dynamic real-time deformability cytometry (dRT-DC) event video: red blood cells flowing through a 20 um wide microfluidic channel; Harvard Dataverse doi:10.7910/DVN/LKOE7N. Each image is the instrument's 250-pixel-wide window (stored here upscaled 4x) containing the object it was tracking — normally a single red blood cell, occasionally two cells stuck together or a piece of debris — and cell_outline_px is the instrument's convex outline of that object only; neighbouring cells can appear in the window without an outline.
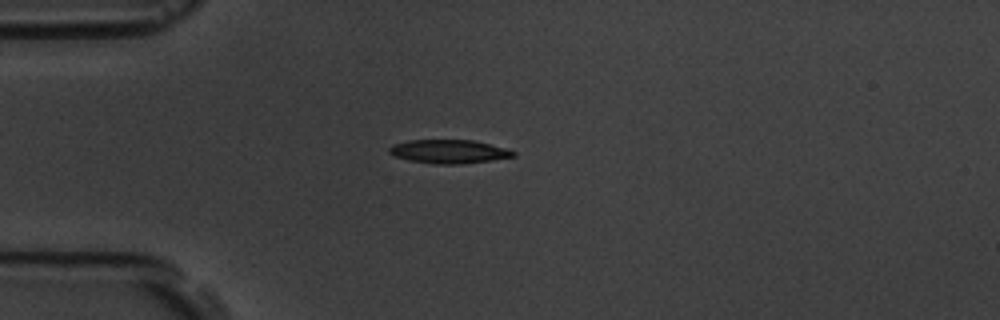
{"species": "common noctule bat (a hibernating species)", "species_latin": "Nyctalus noctula", "temperature_condition": "room temperature", "stored_images_in_passage": 14, "camera_frame_rate_fps": 3000, "um_per_image_px": 0.085, "animal": {"sex": "male", "body_mass_g": 19.5, "forearm_length_mm": 54.6}, "frame": {"image": 1, "passage_image": 3, "time_ms": 3.333, "image_size_px": [1000, 320], "cell_outline_px": [[516, 156], [492, 160], [464, 164], [436, 164], [408, 160], [396, 156], [388, 152], [388, 148], [392, 144], [408, 140], [472, 140], [504, 148], [516, 152]], "centroid_in_image_um": [38.13, 12.88], "position_along_channel_um": 46.9, "area_um2": 17.05}}
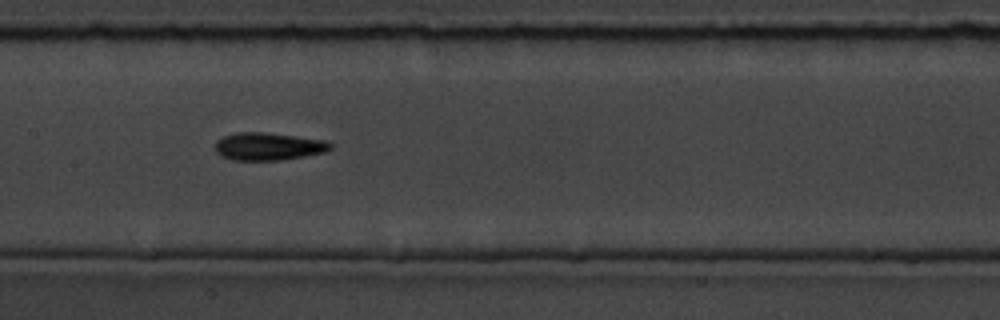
{"frame": {"image": 2, "passage_image": 7, "time_ms": 7.667, "image_size_px": [1000, 320], "cell_outline_px": [[332, 148], [324, 152], [304, 156], [280, 160], [232, 160], [220, 156], [216, 152], [216, 140], [224, 136], [236, 132], [264, 132], [296, 136], [324, 140], [332, 144]], "centroid_in_image_um": [22.78, 12.44], "position_along_channel_um": 184.6, "area_um2": 18.55}}
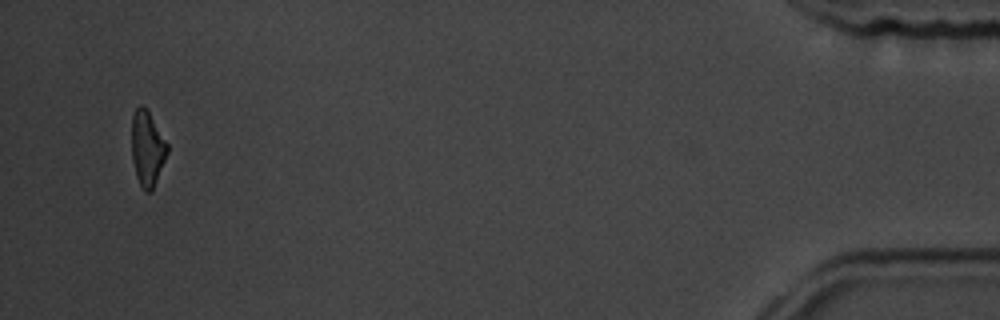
{"frame": {"image": 3, "passage_image": 14, "time_ms": 16.667, "image_size_px": [1000, 320], "cell_outline_px": [[168, 152], [152, 192], [144, 192], [136, 176], [132, 160], [132, 116], [136, 108], [140, 104], [144, 104], [168, 144]], "centroid_in_image_um": [12.52, 12.62], "position_along_channel_um": 422.7, "area_um2": 15.66}, "authors_computed_cell_mechanics": {"area_um2": 17.1955, "velocity_mm_per_s": 3.5703, "shape_relaxation_time_tau1_ms": 4.045, "shape_relaxation_time_tau2_ms": null, "deformation_change_tau1": 0.123, "deformation_change_tau2": null}}